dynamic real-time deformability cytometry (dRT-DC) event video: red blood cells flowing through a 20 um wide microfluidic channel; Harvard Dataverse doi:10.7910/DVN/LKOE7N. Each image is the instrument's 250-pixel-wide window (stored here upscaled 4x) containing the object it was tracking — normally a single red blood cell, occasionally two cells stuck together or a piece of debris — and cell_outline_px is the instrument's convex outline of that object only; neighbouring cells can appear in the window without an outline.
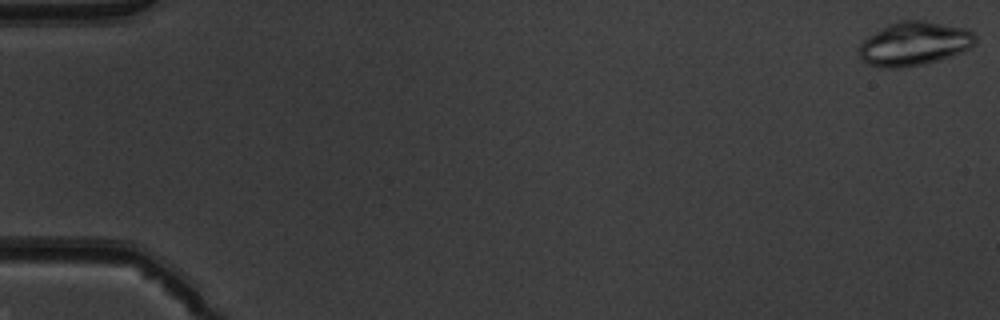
{"species": "common noctule bat (a hibernating species)", "species_latin": "Nyctalus noctula", "temperature_condition": "warm", "stored_images_in_passage": 51, "camera_frame_rate_fps": 3000, "um_per_image_px": 0.085, "animal": {"sex": "male", "body_mass_g": 19.5, "forearm_length_mm": 54.6}, "frame": {"image": 1, "passage_image": 1, "time_ms": 0.0, "image_size_px": [1000, 320], "cell_outline_px": [[976, 40], [968, 48], [952, 56], [940, 60], [924, 64], [900, 68], [880, 68], [868, 64], [860, 56], [860, 44], [868, 36], [888, 24], [900, 20], [924, 20], [968, 28], [976, 32]], "centroid_in_image_um": [77.74, 3.7], "position_along_channel_um": 7.3, "area_um2": 29.82}}
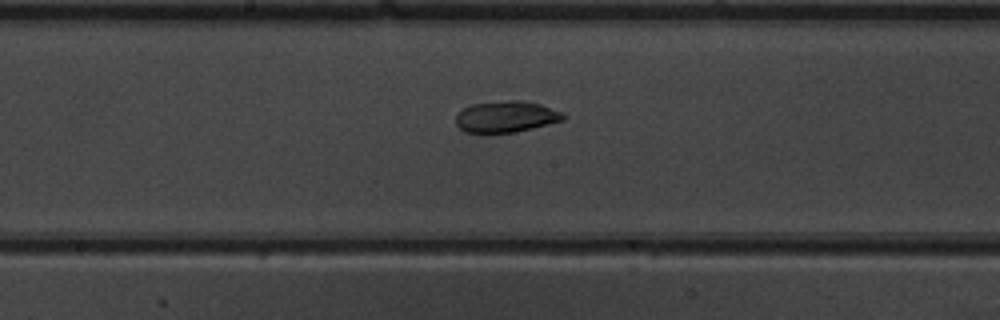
{"frame": {"image": 2, "passage_image": 28, "time_ms": 9.0, "image_size_px": [1000, 320], "cell_outline_px": [[564, 120], [516, 132], [464, 132], [456, 124], [456, 116], [464, 108], [472, 104], [512, 100], [520, 100], [540, 104], [564, 112]], "centroid_in_image_um": [43.04, 9.91], "position_along_channel_um": 205.2, "area_um2": 19.36}}
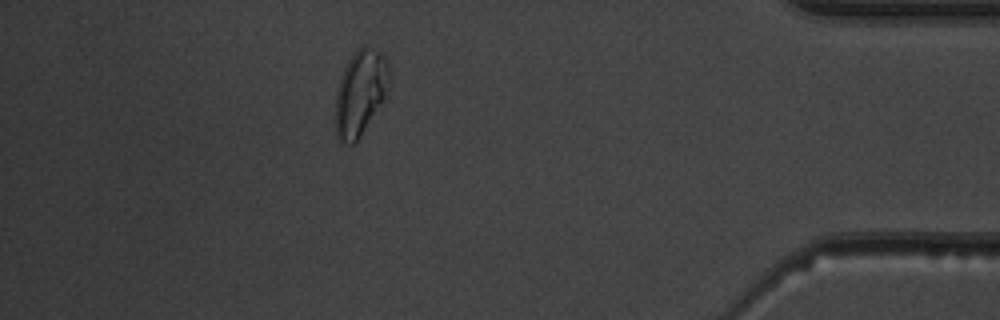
{"frame": {"image": 3, "passage_image": 46, "time_ms": 15.0, "image_size_px": [1000, 320], "cell_outline_px": [[388, 88], [384, 100], [356, 144], [348, 144], [340, 140], [336, 136], [336, 92], [340, 76], [352, 52], [356, 48], [364, 44], [380, 52], [388, 60]], "centroid_in_image_um": [30.62, 7.87], "position_along_channel_um": 404.6, "area_um2": 27.05}, "authors_computed_cell_mechanics": {"area_um2": 23.698, "velocity_mm_per_s": 4.0, "shape_relaxation_time_tau1_ms": 9.4526, "shape_relaxation_time_tau2_ms": 1.2378, "deformation_change_tau1": 0.2027, "deformation_change_tau2": 0.0373}}